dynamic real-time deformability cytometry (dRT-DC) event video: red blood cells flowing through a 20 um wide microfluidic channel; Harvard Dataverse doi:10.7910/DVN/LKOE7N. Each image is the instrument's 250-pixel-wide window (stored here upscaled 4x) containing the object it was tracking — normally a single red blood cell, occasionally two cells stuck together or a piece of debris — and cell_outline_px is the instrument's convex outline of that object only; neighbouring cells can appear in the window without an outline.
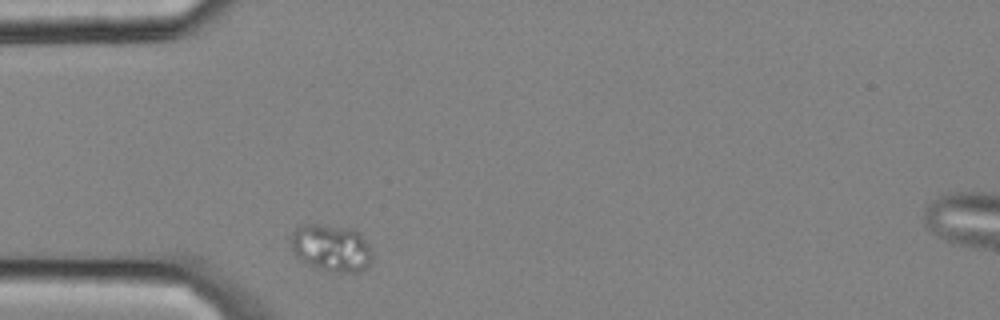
{"species": "common noctule bat (a hibernating species)", "species_latin": "Nyctalus noctula", "temperature_condition": "cold", "stored_images_in_passage": 2, "camera_frame_rate_fps": 3000, "um_per_image_px": 0.085, "animal": {"sex": "male", "body_mass_g": 20.4}, "frame": {"image": 1, "passage_image": 1, "time_ms": 0.0, "image_size_px": [1000, 320], "cell_outline_px": [[372, 260], [364, 268], [356, 272], [328, 272], [308, 264], [296, 256], [292, 248], [292, 232], [300, 224], [316, 224], [352, 228], [368, 244], [372, 252]], "centroid_in_image_um": [28.14, 21.07], "position_along_channel_um": 56.9, "area_um2": 22.14}}